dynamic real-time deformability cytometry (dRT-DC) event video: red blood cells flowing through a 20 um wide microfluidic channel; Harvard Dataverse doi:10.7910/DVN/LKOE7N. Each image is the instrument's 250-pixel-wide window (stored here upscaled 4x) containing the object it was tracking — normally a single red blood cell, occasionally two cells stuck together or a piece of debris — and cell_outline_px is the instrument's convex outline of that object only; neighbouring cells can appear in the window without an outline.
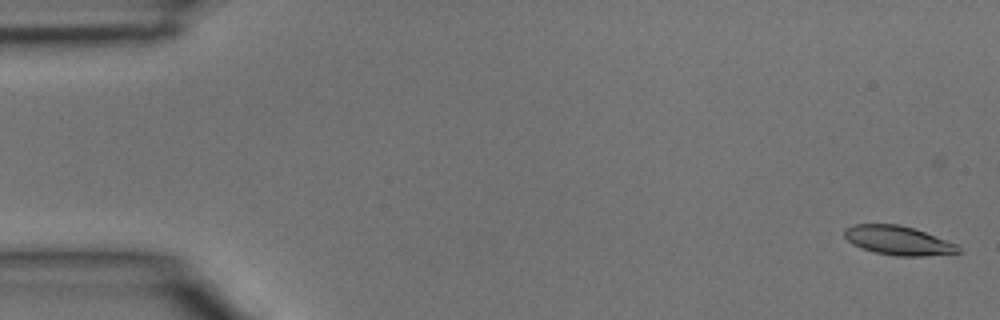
{"species": "common noctule bat (a hibernating species)", "species_latin": "Nyctalus noctula", "temperature_condition": "room temperature", "stored_images_in_passage": 4, "segment_of_instrument_passage": [2, 2], "camera_frame_rate_fps": 3000, "um_per_image_px": 0.085, "animal": {"sex": "male", "body_mass_g": 15.6}, "frame": {"image": 1, "passage_image": 4, "time_ms": 1.0, "image_size_px": [1000, 320], "cell_outline_px": [[960, 252], [924, 256], [896, 256], [876, 252], [852, 244], [844, 236], [844, 228], [856, 224], [896, 224], [912, 228], [924, 232], [956, 244], [960, 248]], "centroid_in_image_um": [76.31, 20.44], "position_along_channel_um": 8.7, "area_um2": 18.9}}